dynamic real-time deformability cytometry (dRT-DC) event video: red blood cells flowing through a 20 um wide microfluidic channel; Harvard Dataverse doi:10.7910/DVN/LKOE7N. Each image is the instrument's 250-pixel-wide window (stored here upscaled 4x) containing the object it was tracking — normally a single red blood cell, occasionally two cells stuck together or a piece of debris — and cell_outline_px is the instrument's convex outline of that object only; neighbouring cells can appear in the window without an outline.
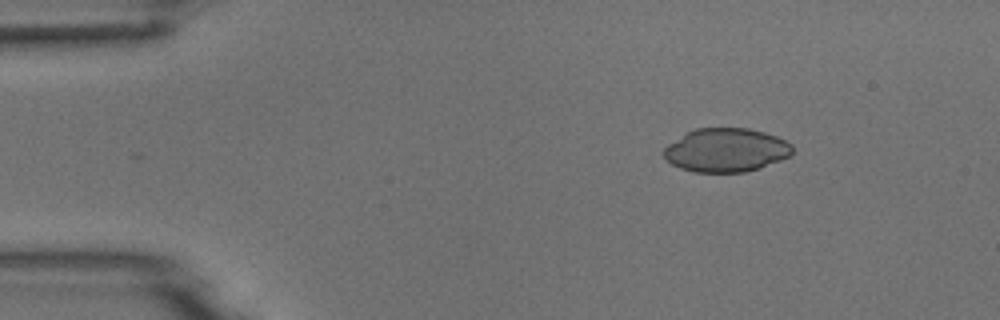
{"species": "common noctule bat (a hibernating species)", "species_latin": "Nyctalus noctula", "temperature_condition": "room temperature", "stored_images_in_passage": 3, "camera_frame_rate_fps": 3000, "um_per_image_px": 0.085, "animal": {"sex": "male", "body_mass_g": 18.8}, "frame": {"image": 1, "passage_image": 1, "time_ms": 0.0, "image_size_px": [1000, 320], "cell_outline_px": [[792, 156], [760, 168], [744, 172], [692, 172], [680, 168], [672, 164], [664, 156], [664, 148], [668, 144], [688, 132], [696, 128], [748, 128], [764, 132], [776, 136], [792, 144]], "centroid_in_image_um": [61.74, 12.76], "position_along_channel_um": 23.3, "area_um2": 32.71}}